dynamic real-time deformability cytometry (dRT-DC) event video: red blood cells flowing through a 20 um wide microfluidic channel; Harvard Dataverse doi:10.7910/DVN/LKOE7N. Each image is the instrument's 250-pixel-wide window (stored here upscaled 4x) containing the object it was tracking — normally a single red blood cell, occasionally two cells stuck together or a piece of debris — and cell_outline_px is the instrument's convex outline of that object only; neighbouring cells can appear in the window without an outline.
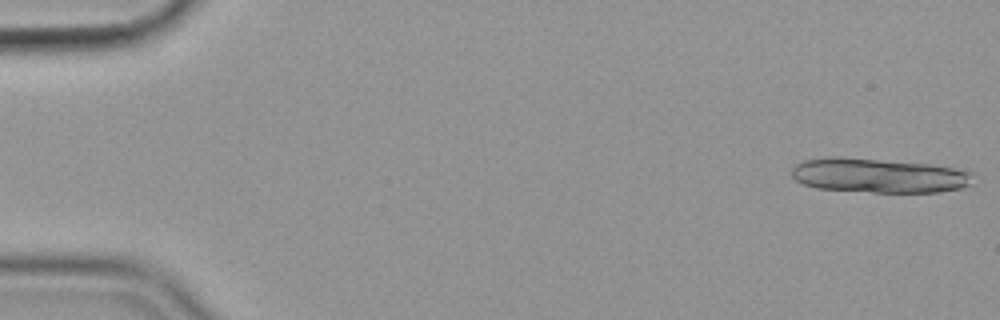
{"species": "common noctule bat (a hibernating species)", "species_latin": "Nyctalus noctula", "temperature_condition": "cold", "stored_images_in_passage": 15, "camera_frame_rate_fps": 3000, "um_per_image_px": 0.085, "animal": {"sex": "female", "body_mass_g": 19.9}, "frame": {"image": 1, "passage_image": 1, "time_ms": 0.0, "image_size_px": [1000, 320], "cell_outline_px": [[972, 184], [960, 188], [940, 192], [872, 192], [816, 188], [804, 184], [796, 180], [792, 176], [792, 168], [796, 164], [804, 160], [876, 160], [932, 164], [972, 172]], "centroid_in_image_um": [74.79, 14.97], "position_along_channel_um": 10.2, "area_um2": 35.08}}